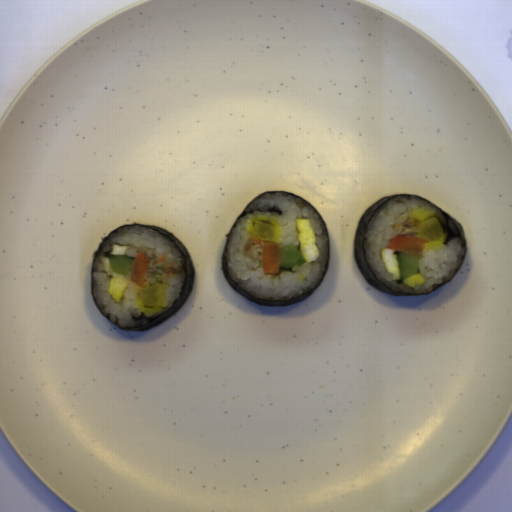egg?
Masks as SVG:
<instances>
[{"instance_id": "1", "label": "egg", "mask_w": 512, "mask_h": 512, "mask_svg": "<svg viewBox=\"0 0 512 512\" xmlns=\"http://www.w3.org/2000/svg\"><path fill=\"white\" fill-rule=\"evenodd\" d=\"M297 239L299 242V251L303 259L308 263L315 261L320 256V251L316 245V238L311 227L309 219H296Z\"/></svg>"}, {"instance_id": "2", "label": "egg", "mask_w": 512, "mask_h": 512, "mask_svg": "<svg viewBox=\"0 0 512 512\" xmlns=\"http://www.w3.org/2000/svg\"><path fill=\"white\" fill-rule=\"evenodd\" d=\"M380 259L382 260L387 272L392 274L393 280H399L401 278V272L395 250L383 248L380 250Z\"/></svg>"}, {"instance_id": "3", "label": "egg", "mask_w": 512, "mask_h": 512, "mask_svg": "<svg viewBox=\"0 0 512 512\" xmlns=\"http://www.w3.org/2000/svg\"><path fill=\"white\" fill-rule=\"evenodd\" d=\"M129 284L130 281L126 276L117 274L110 280L107 292L116 303H120Z\"/></svg>"}, {"instance_id": "4", "label": "egg", "mask_w": 512, "mask_h": 512, "mask_svg": "<svg viewBox=\"0 0 512 512\" xmlns=\"http://www.w3.org/2000/svg\"><path fill=\"white\" fill-rule=\"evenodd\" d=\"M425 282L426 279L418 273L403 280V283L411 288H414L415 286H422Z\"/></svg>"}]
</instances>
